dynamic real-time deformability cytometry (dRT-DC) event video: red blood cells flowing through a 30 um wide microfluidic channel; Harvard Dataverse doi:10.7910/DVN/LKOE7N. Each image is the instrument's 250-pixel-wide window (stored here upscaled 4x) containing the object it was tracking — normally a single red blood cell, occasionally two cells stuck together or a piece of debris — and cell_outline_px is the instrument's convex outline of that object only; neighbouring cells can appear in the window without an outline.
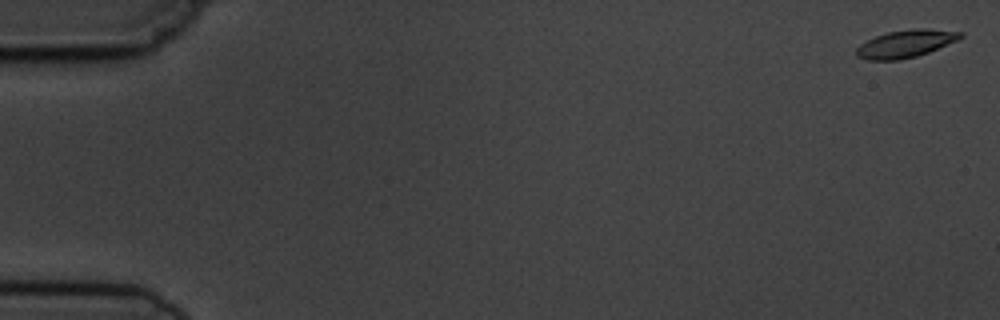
{"species": "common noctule bat (a hibernating species)", "species_latin": "Nyctalus noctula", "temperature_condition": "cold", "stored_images_in_passage": 5, "camera_frame_rate_fps": 3000, "um_per_image_px": 0.085, "animal": {"sex": "male", "body_mass_g": 19.5, "forearm_length_mm": 54.6}, "frame": {"image": 1, "passage_image": 1, "time_ms": 0.0, "image_size_px": [1000, 320], "cell_outline_px": [[964, 36], [956, 40], [928, 52], [916, 56], [900, 60], [864, 60], [856, 56], [856, 48], [860, 44], [876, 36], [888, 32], [912, 28], [924, 28], [964, 32]], "centroid_in_image_um": [76.95, 3.71], "position_along_channel_um": 8.0, "area_um2": 16.65}}
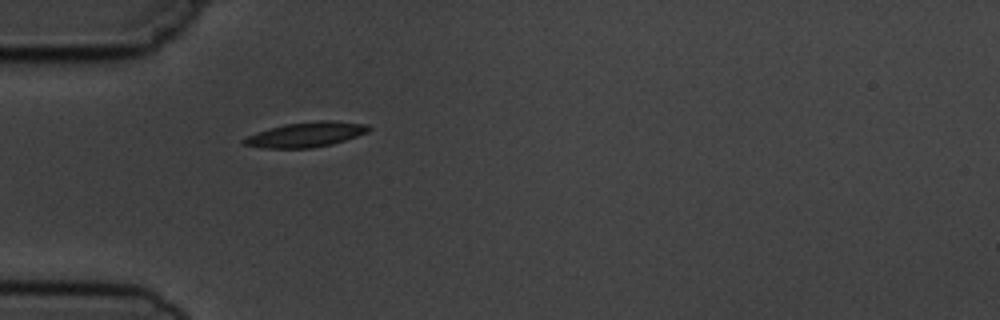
{"frame": {"image": 2, "passage_image": 5, "time_ms": 5.333, "image_size_px": [1000, 320], "cell_outline_px": [[372, 128], [368, 132], [332, 144], [312, 148], [264, 148], [240, 144], [240, 140], [256, 132], [284, 124], [316, 120], [332, 120], [368, 124]], "centroid_in_image_um": [25.99, 11.43], "position_along_channel_um": 59.0, "area_um2": 18.32}}